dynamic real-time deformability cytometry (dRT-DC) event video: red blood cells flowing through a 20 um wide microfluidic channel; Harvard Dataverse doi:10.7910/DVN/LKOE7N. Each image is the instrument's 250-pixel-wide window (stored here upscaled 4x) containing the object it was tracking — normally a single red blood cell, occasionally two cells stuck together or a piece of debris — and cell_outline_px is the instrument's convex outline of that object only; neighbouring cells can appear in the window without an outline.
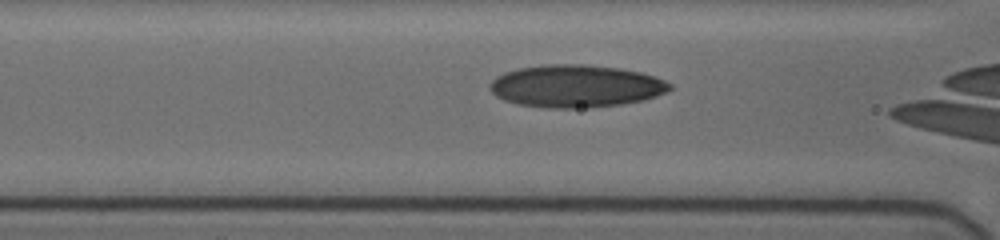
{"species": "human", "species_latin": "Homo sapiens", "temperature_condition": "cold", "stored_images_in_passage": 28, "camera_frame_rate_fps": 3000, "um_per_image_px": 0.085, "donor": {"sex": "female"}, "frame": {"image": 1, "passage_image": 8, "time_ms": 2.667, "image_size_px": [1000, 240], "cell_outline_px": [[672, 88], [656, 96], [640, 100], [620, 104], [572, 108], [552, 108], [520, 104], [504, 100], [496, 96], [488, 88], [488, 84], [496, 76], [504, 72], [520, 68], [544, 64], [584, 64], [620, 68], [640, 72], [664, 80], [672, 84]], "centroid_in_image_um": [48.9, 7.3], "position_along_channel_um": 117.7, "area_um2": 44.22}}
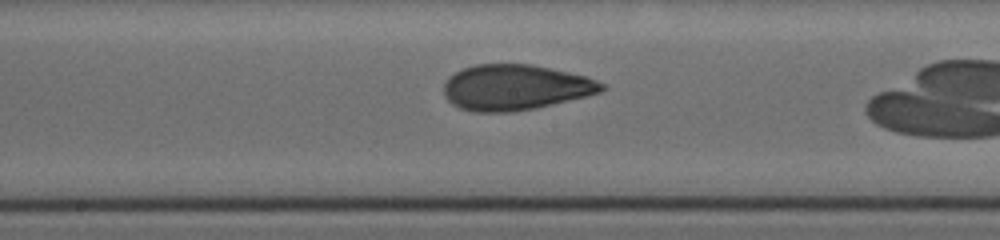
{"frame": {"image": 2, "passage_image": 14, "time_ms": 5.0, "image_size_px": [1000, 240], "cell_outline_px": [[608, 88], [600, 92], [584, 96], [532, 108], [512, 112], [472, 112], [460, 108], [452, 104], [444, 96], [444, 84], [448, 76], [464, 68], [476, 64], [532, 64], [588, 76], [604, 84]], "centroid_in_image_um": [43.77, 7.42], "position_along_channel_um": 204.4, "area_um2": 41.79}}
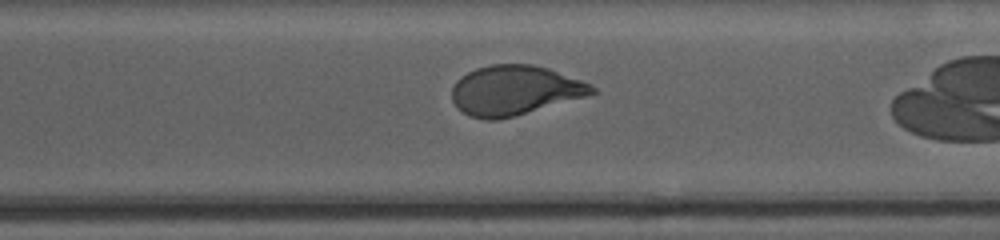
{"frame": {"image": 3, "passage_image": 24, "time_ms": 8.333, "image_size_px": [1000, 240], "cell_outline_px": [[600, 92], [512, 116], [496, 120], [484, 120], [468, 116], [456, 108], [452, 100], [452, 88], [456, 80], [460, 76], [476, 68], [492, 64], [532, 64], [548, 68], [580, 80], [596, 88]], "centroid_in_image_um": [43.69, 7.68], "position_along_channel_um": 326.9, "area_um2": 40.34}}